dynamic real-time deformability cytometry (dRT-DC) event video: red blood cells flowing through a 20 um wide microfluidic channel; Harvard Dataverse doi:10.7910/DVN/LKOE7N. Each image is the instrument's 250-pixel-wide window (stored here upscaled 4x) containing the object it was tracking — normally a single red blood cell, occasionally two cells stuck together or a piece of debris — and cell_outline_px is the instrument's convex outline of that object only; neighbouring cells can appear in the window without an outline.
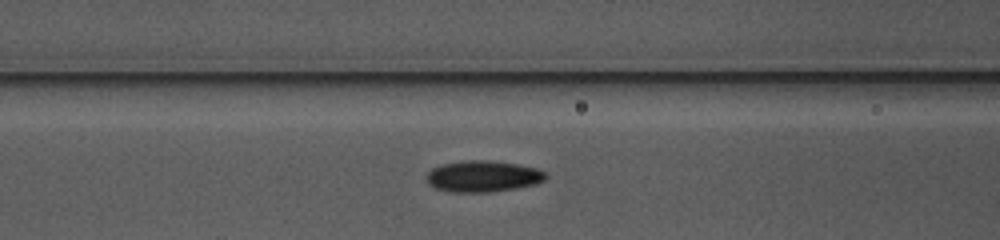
{"species": "common noctule bat (a hibernating species)", "species_latin": "Nyctalus noctula", "temperature_condition": "warm", "stored_images_in_passage": 38, "camera_frame_rate_fps": 3000, "um_per_image_px": 0.085, "animal": {"sex": "female", "body_mass_g": 10.0, "forearm_length_mm": 53.1}, "frame": {"image": 1, "passage_image": 6, "time_ms": 1.667, "image_size_px": [1000, 240], "cell_outline_px": [[548, 176], [544, 180], [536, 184], [516, 188], [488, 192], [452, 192], [436, 188], [428, 184], [428, 172], [432, 168], [440, 164], [464, 160], [484, 160], [516, 164], [536, 168], [544, 172]], "centroid_in_image_um": [41.04, 14.98], "position_along_channel_um": 125.6, "area_um2": 21.62}}
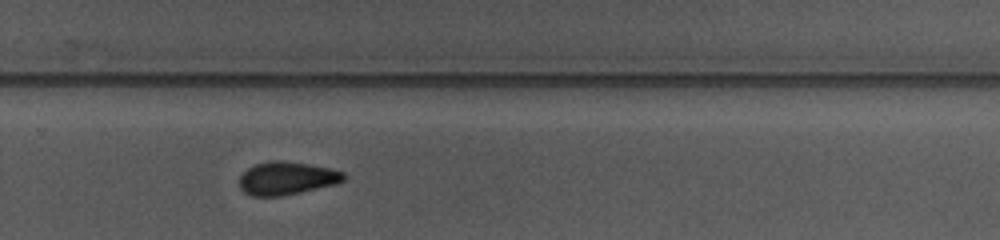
{"frame": {"image": 2, "passage_image": 20, "time_ms": 6.333, "image_size_px": [1000, 240], "cell_outline_px": [[344, 180], [332, 184], [300, 192], [280, 196], [252, 196], [244, 192], [240, 188], [240, 176], [248, 168], [256, 164], [272, 160], [280, 160], [308, 164], [328, 168], [344, 172]], "centroid_in_image_um": [24.32, 15.15], "position_along_channel_um": 305.5, "area_um2": 19.71}}
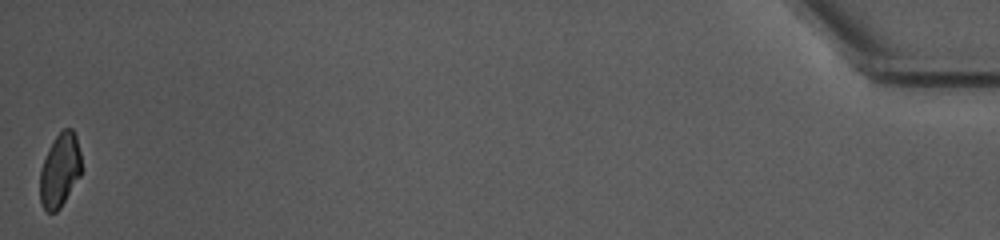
{"frame": {"image": 3, "passage_image": 38, "time_ms": 12.333, "image_size_px": [1000, 240], "cell_outline_px": [[80, 176], [60, 208], [56, 212], [48, 212], [40, 204], [40, 172], [48, 148], [56, 136], [64, 128], [72, 128], [76, 136], [80, 152]], "centroid_in_image_um": [5.08, 14.48], "position_along_channel_um": 430.1, "area_um2": 17.63}, "authors_computed_cell_mechanics": {"area_um2": 20.23, "velocity_mm_per_s": 3.8575, "shape_relaxation_time_tau1_ms": 3.0276, "shape_relaxation_time_tau2_ms": 7.5616, "deformation_change_tau1": 0.102, "deformation_change_tau2": 0.1206}}